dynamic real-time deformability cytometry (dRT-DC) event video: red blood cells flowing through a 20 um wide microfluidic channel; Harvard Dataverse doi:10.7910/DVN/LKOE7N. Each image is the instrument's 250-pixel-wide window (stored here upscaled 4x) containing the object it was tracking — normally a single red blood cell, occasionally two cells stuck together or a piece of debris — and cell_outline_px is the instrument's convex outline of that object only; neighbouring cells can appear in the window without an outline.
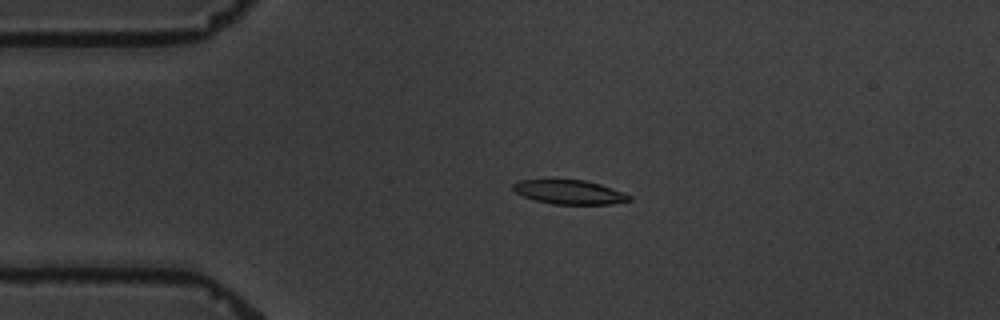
{"species": "common noctule bat (a hibernating species)", "species_latin": "Nyctalus noctula", "temperature_condition": "warm", "stored_images_in_passage": 3, "camera_frame_rate_fps": 3000, "um_per_image_px": 0.085, "animal": {"sex": "male", "body_mass_g": 19.5, "forearm_length_mm": 54.6}, "frame": {"image": 1, "passage_image": 2, "time_ms": 1.333, "image_size_px": [1000, 320], "cell_outline_px": [[632, 200], [612, 204], [552, 204], [536, 200], [524, 196], [516, 192], [512, 188], [512, 184], [520, 180], [584, 180], [600, 184], [612, 188], [632, 196]], "centroid_in_image_um": [48.42, 16.33], "position_along_channel_um": 36.6, "area_um2": 16.18}}
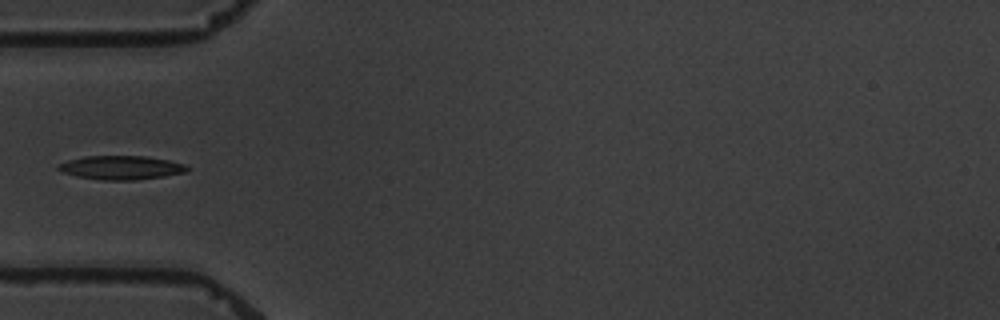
{"frame": {"image": 2, "passage_image": 3, "time_ms": 3.333, "image_size_px": [1000, 320], "cell_outline_px": [[192, 168], [188, 172], [164, 176], [136, 180], [100, 180], [76, 176], [60, 172], [56, 168], [60, 164], [68, 160], [84, 156], [148, 156], [168, 160], [184, 164]], "centroid_in_image_um": [10.32, 14.25], "position_along_channel_um": 74.7, "area_um2": 18.09}}